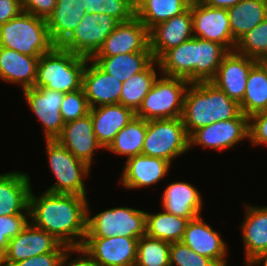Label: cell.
I'll list each match as a JSON object with an SVG mask.
<instances>
[{"instance_id": "obj_1", "label": "cell", "mask_w": 267, "mask_h": 266, "mask_svg": "<svg viewBox=\"0 0 267 266\" xmlns=\"http://www.w3.org/2000/svg\"><path fill=\"white\" fill-rule=\"evenodd\" d=\"M88 203L87 196L44 191L38 197L31 190L29 221L32 219L33 226L52 234L69 248H81L87 231Z\"/></svg>"}, {"instance_id": "obj_2", "label": "cell", "mask_w": 267, "mask_h": 266, "mask_svg": "<svg viewBox=\"0 0 267 266\" xmlns=\"http://www.w3.org/2000/svg\"><path fill=\"white\" fill-rule=\"evenodd\" d=\"M239 104L209 82L190 83L186 89L182 120L188 136L217 121L236 118Z\"/></svg>"}, {"instance_id": "obj_3", "label": "cell", "mask_w": 267, "mask_h": 266, "mask_svg": "<svg viewBox=\"0 0 267 266\" xmlns=\"http://www.w3.org/2000/svg\"><path fill=\"white\" fill-rule=\"evenodd\" d=\"M88 60L85 56L54 46L39 58L34 87L64 94L81 89Z\"/></svg>"}, {"instance_id": "obj_4", "label": "cell", "mask_w": 267, "mask_h": 266, "mask_svg": "<svg viewBox=\"0 0 267 266\" xmlns=\"http://www.w3.org/2000/svg\"><path fill=\"white\" fill-rule=\"evenodd\" d=\"M0 46L29 56H41L55 45L50 38L46 20L22 11L0 25Z\"/></svg>"}, {"instance_id": "obj_5", "label": "cell", "mask_w": 267, "mask_h": 266, "mask_svg": "<svg viewBox=\"0 0 267 266\" xmlns=\"http://www.w3.org/2000/svg\"><path fill=\"white\" fill-rule=\"evenodd\" d=\"M189 84L185 78L159 76L135 112L136 117L146 121L182 117L184 96Z\"/></svg>"}, {"instance_id": "obj_6", "label": "cell", "mask_w": 267, "mask_h": 266, "mask_svg": "<svg viewBox=\"0 0 267 266\" xmlns=\"http://www.w3.org/2000/svg\"><path fill=\"white\" fill-rule=\"evenodd\" d=\"M45 143L49 167L57 180L46 191L86 196L87 189L83 179L89 175L91 167L78 160L56 139L46 140Z\"/></svg>"}, {"instance_id": "obj_7", "label": "cell", "mask_w": 267, "mask_h": 266, "mask_svg": "<svg viewBox=\"0 0 267 266\" xmlns=\"http://www.w3.org/2000/svg\"><path fill=\"white\" fill-rule=\"evenodd\" d=\"M190 149L182 117L146 121L142 154L163 158L170 163Z\"/></svg>"}, {"instance_id": "obj_8", "label": "cell", "mask_w": 267, "mask_h": 266, "mask_svg": "<svg viewBox=\"0 0 267 266\" xmlns=\"http://www.w3.org/2000/svg\"><path fill=\"white\" fill-rule=\"evenodd\" d=\"M87 207L86 237H138L145 236L146 212L129 207L104 210L90 217Z\"/></svg>"}, {"instance_id": "obj_9", "label": "cell", "mask_w": 267, "mask_h": 266, "mask_svg": "<svg viewBox=\"0 0 267 266\" xmlns=\"http://www.w3.org/2000/svg\"><path fill=\"white\" fill-rule=\"evenodd\" d=\"M120 22L105 13L85 14L73 33L60 45L65 50L91 58Z\"/></svg>"}, {"instance_id": "obj_10", "label": "cell", "mask_w": 267, "mask_h": 266, "mask_svg": "<svg viewBox=\"0 0 267 266\" xmlns=\"http://www.w3.org/2000/svg\"><path fill=\"white\" fill-rule=\"evenodd\" d=\"M69 247L52 234L33 226L30 222L9 241L7 250L0 257V266H11L16 262L49 252H67Z\"/></svg>"}, {"instance_id": "obj_11", "label": "cell", "mask_w": 267, "mask_h": 266, "mask_svg": "<svg viewBox=\"0 0 267 266\" xmlns=\"http://www.w3.org/2000/svg\"><path fill=\"white\" fill-rule=\"evenodd\" d=\"M138 237H85L82 250L97 266H135Z\"/></svg>"}, {"instance_id": "obj_12", "label": "cell", "mask_w": 267, "mask_h": 266, "mask_svg": "<svg viewBox=\"0 0 267 266\" xmlns=\"http://www.w3.org/2000/svg\"><path fill=\"white\" fill-rule=\"evenodd\" d=\"M193 17V36L218 42L229 51H235L237 42L231 33L227 9L205 5L200 0L190 3Z\"/></svg>"}, {"instance_id": "obj_13", "label": "cell", "mask_w": 267, "mask_h": 266, "mask_svg": "<svg viewBox=\"0 0 267 266\" xmlns=\"http://www.w3.org/2000/svg\"><path fill=\"white\" fill-rule=\"evenodd\" d=\"M244 139H249L248 116L242 112L225 121H217L195 130L189 136V147L200 145L214 150H224Z\"/></svg>"}, {"instance_id": "obj_14", "label": "cell", "mask_w": 267, "mask_h": 266, "mask_svg": "<svg viewBox=\"0 0 267 266\" xmlns=\"http://www.w3.org/2000/svg\"><path fill=\"white\" fill-rule=\"evenodd\" d=\"M22 91L31 112L43 126L45 140L56 139L65 125L60 113L64 93L36 87Z\"/></svg>"}, {"instance_id": "obj_15", "label": "cell", "mask_w": 267, "mask_h": 266, "mask_svg": "<svg viewBox=\"0 0 267 266\" xmlns=\"http://www.w3.org/2000/svg\"><path fill=\"white\" fill-rule=\"evenodd\" d=\"M136 52H151V50L149 31L135 16L132 20L120 22L93 56H117Z\"/></svg>"}, {"instance_id": "obj_16", "label": "cell", "mask_w": 267, "mask_h": 266, "mask_svg": "<svg viewBox=\"0 0 267 266\" xmlns=\"http://www.w3.org/2000/svg\"><path fill=\"white\" fill-rule=\"evenodd\" d=\"M256 62L253 58L230 51L210 82L240 104L245 94L248 75Z\"/></svg>"}, {"instance_id": "obj_17", "label": "cell", "mask_w": 267, "mask_h": 266, "mask_svg": "<svg viewBox=\"0 0 267 266\" xmlns=\"http://www.w3.org/2000/svg\"><path fill=\"white\" fill-rule=\"evenodd\" d=\"M193 34V17L189 7L149 31V48L153 58L157 61L167 50L193 38Z\"/></svg>"}, {"instance_id": "obj_18", "label": "cell", "mask_w": 267, "mask_h": 266, "mask_svg": "<svg viewBox=\"0 0 267 266\" xmlns=\"http://www.w3.org/2000/svg\"><path fill=\"white\" fill-rule=\"evenodd\" d=\"M182 242L196 253L212 259L218 266H228L225 240L201 215L189 220Z\"/></svg>"}, {"instance_id": "obj_19", "label": "cell", "mask_w": 267, "mask_h": 266, "mask_svg": "<svg viewBox=\"0 0 267 266\" xmlns=\"http://www.w3.org/2000/svg\"><path fill=\"white\" fill-rule=\"evenodd\" d=\"M122 83L89 58L83 71L82 88L90 108L120 103Z\"/></svg>"}, {"instance_id": "obj_20", "label": "cell", "mask_w": 267, "mask_h": 266, "mask_svg": "<svg viewBox=\"0 0 267 266\" xmlns=\"http://www.w3.org/2000/svg\"><path fill=\"white\" fill-rule=\"evenodd\" d=\"M56 140L78 160L90 167L92 166L94 151L98 148L103 149L95 137L90 113L65 123L62 133Z\"/></svg>"}, {"instance_id": "obj_21", "label": "cell", "mask_w": 267, "mask_h": 266, "mask_svg": "<svg viewBox=\"0 0 267 266\" xmlns=\"http://www.w3.org/2000/svg\"><path fill=\"white\" fill-rule=\"evenodd\" d=\"M171 164L163 158L144 154L128 158L122 169L120 183L128 190L149 187L167 175Z\"/></svg>"}, {"instance_id": "obj_22", "label": "cell", "mask_w": 267, "mask_h": 266, "mask_svg": "<svg viewBox=\"0 0 267 266\" xmlns=\"http://www.w3.org/2000/svg\"><path fill=\"white\" fill-rule=\"evenodd\" d=\"M89 113L97 142L104 150L111 144L116 134L136 116L132 109L120 103L90 108Z\"/></svg>"}, {"instance_id": "obj_23", "label": "cell", "mask_w": 267, "mask_h": 266, "mask_svg": "<svg viewBox=\"0 0 267 266\" xmlns=\"http://www.w3.org/2000/svg\"><path fill=\"white\" fill-rule=\"evenodd\" d=\"M30 182L27 173L0 174V216L29 213Z\"/></svg>"}, {"instance_id": "obj_24", "label": "cell", "mask_w": 267, "mask_h": 266, "mask_svg": "<svg viewBox=\"0 0 267 266\" xmlns=\"http://www.w3.org/2000/svg\"><path fill=\"white\" fill-rule=\"evenodd\" d=\"M200 194L198 189L188 182L169 183L162 194V209L169 214L188 220L195 219L201 215L203 208Z\"/></svg>"}, {"instance_id": "obj_25", "label": "cell", "mask_w": 267, "mask_h": 266, "mask_svg": "<svg viewBox=\"0 0 267 266\" xmlns=\"http://www.w3.org/2000/svg\"><path fill=\"white\" fill-rule=\"evenodd\" d=\"M39 58L0 46V79L22 90L34 87Z\"/></svg>"}, {"instance_id": "obj_26", "label": "cell", "mask_w": 267, "mask_h": 266, "mask_svg": "<svg viewBox=\"0 0 267 266\" xmlns=\"http://www.w3.org/2000/svg\"><path fill=\"white\" fill-rule=\"evenodd\" d=\"M83 4V0H57L52 14L46 20L50 38L55 46H60L85 16Z\"/></svg>"}, {"instance_id": "obj_27", "label": "cell", "mask_w": 267, "mask_h": 266, "mask_svg": "<svg viewBox=\"0 0 267 266\" xmlns=\"http://www.w3.org/2000/svg\"><path fill=\"white\" fill-rule=\"evenodd\" d=\"M242 223L246 266L259 253L267 251V206H247Z\"/></svg>"}, {"instance_id": "obj_28", "label": "cell", "mask_w": 267, "mask_h": 266, "mask_svg": "<svg viewBox=\"0 0 267 266\" xmlns=\"http://www.w3.org/2000/svg\"><path fill=\"white\" fill-rule=\"evenodd\" d=\"M157 62L162 75L195 83V37L167 50Z\"/></svg>"}, {"instance_id": "obj_29", "label": "cell", "mask_w": 267, "mask_h": 266, "mask_svg": "<svg viewBox=\"0 0 267 266\" xmlns=\"http://www.w3.org/2000/svg\"><path fill=\"white\" fill-rule=\"evenodd\" d=\"M104 72L125 82L131 76L143 71L153 60L152 52L118 54L117 56H92L90 58Z\"/></svg>"}, {"instance_id": "obj_30", "label": "cell", "mask_w": 267, "mask_h": 266, "mask_svg": "<svg viewBox=\"0 0 267 266\" xmlns=\"http://www.w3.org/2000/svg\"><path fill=\"white\" fill-rule=\"evenodd\" d=\"M239 107L241 112L248 117L267 111V61H257L252 66Z\"/></svg>"}, {"instance_id": "obj_31", "label": "cell", "mask_w": 267, "mask_h": 266, "mask_svg": "<svg viewBox=\"0 0 267 266\" xmlns=\"http://www.w3.org/2000/svg\"><path fill=\"white\" fill-rule=\"evenodd\" d=\"M231 33L237 42L244 34L256 27L267 17V2L242 0L227 9Z\"/></svg>"}, {"instance_id": "obj_32", "label": "cell", "mask_w": 267, "mask_h": 266, "mask_svg": "<svg viewBox=\"0 0 267 266\" xmlns=\"http://www.w3.org/2000/svg\"><path fill=\"white\" fill-rule=\"evenodd\" d=\"M192 0H135L136 17L150 31L154 26L185 12Z\"/></svg>"}, {"instance_id": "obj_33", "label": "cell", "mask_w": 267, "mask_h": 266, "mask_svg": "<svg viewBox=\"0 0 267 266\" xmlns=\"http://www.w3.org/2000/svg\"><path fill=\"white\" fill-rule=\"evenodd\" d=\"M229 52L218 42L195 37V83L211 81Z\"/></svg>"}, {"instance_id": "obj_34", "label": "cell", "mask_w": 267, "mask_h": 266, "mask_svg": "<svg viewBox=\"0 0 267 266\" xmlns=\"http://www.w3.org/2000/svg\"><path fill=\"white\" fill-rule=\"evenodd\" d=\"M188 219L169 214L146 212L145 235L169 243L180 242L183 239Z\"/></svg>"}, {"instance_id": "obj_35", "label": "cell", "mask_w": 267, "mask_h": 266, "mask_svg": "<svg viewBox=\"0 0 267 266\" xmlns=\"http://www.w3.org/2000/svg\"><path fill=\"white\" fill-rule=\"evenodd\" d=\"M154 65L159 67L154 59L143 71L131 76L122 83L120 104L136 112L144 97L148 94L157 80V72Z\"/></svg>"}, {"instance_id": "obj_36", "label": "cell", "mask_w": 267, "mask_h": 266, "mask_svg": "<svg viewBox=\"0 0 267 266\" xmlns=\"http://www.w3.org/2000/svg\"><path fill=\"white\" fill-rule=\"evenodd\" d=\"M146 135V120L134 117L114 137L106 150L124 155L128 158L142 154L143 143Z\"/></svg>"}, {"instance_id": "obj_37", "label": "cell", "mask_w": 267, "mask_h": 266, "mask_svg": "<svg viewBox=\"0 0 267 266\" xmlns=\"http://www.w3.org/2000/svg\"><path fill=\"white\" fill-rule=\"evenodd\" d=\"M171 243L142 236L137 242L135 266H170Z\"/></svg>"}, {"instance_id": "obj_38", "label": "cell", "mask_w": 267, "mask_h": 266, "mask_svg": "<svg viewBox=\"0 0 267 266\" xmlns=\"http://www.w3.org/2000/svg\"><path fill=\"white\" fill-rule=\"evenodd\" d=\"M235 51L257 61H267V17L237 41Z\"/></svg>"}, {"instance_id": "obj_39", "label": "cell", "mask_w": 267, "mask_h": 266, "mask_svg": "<svg viewBox=\"0 0 267 266\" xmlns=\"http://www.w3.org/2000/svg\"><path fill=\"white\" fill-rule=\"evenodd\" d=\"M87 14L105 13L119 22L132 20L136 16L135 0H83Z\"/></svg>"}, {"instance_id": "obj_40", "label": "cell", "mask_w": 267, "mask_h": 266, "mask_svg": "<svg viewBox=\"0 0 267 266\" xmlns=\"http://www.w3.org/2000/svg\"><path fill=\"white\" fill-rule=\"evenodd\" d=\"M90 112V106L83 88L64 94L60 113L64 123L84 117Z\"/></svg>"}, {"instance_id": "obj_41", "label": "cell", "mask_w": 267, "mask_h": 266, "mask_svg": "<svg viewBox=\"0 0 267 266\" xmlns=\"http://www.w3.org/2000/svg\"><path fill=\"white\" fill-rule=\"evenodd\" d=\"M170 266H218L212 259L202 256L182 241L170 245Z\"/></svg>"}, {"instance_id": "obj_42", "label": "cell", "mask_w": 267, "mask_h": 266, "mask_svg": "<svg viewBox=\"0 0 267 266\" xmlns=\"http://www.w3.org/2000/svg\"><path fill=\"white\" fill-rule=\"evenodd\" d=\"M28 219L29 213L0 216V257L7 250L9 241L27 226Z\"/></svg>"}, {"instance_id": "obj_43", "label": "cell", "mask_w": 267, "mask_h": 266, "mask_svg": "<svg viewBox=\"0 0 267 266\" xmlns=\"http://www.w3.org/2000/svg\"><path fill=\"white\" fill-rule=\"evenodd\" d=\"M250 142L255 145H267V111L255 113L248 117Z\"/></svg>"}, {"instance_id": "obj_44", "label": "cell", "mask_w": 267, "mask_h": 266, "mask_svg": "<svg viewBox=\"0 0 267 266\" xmlns=\"http://www.w3.org/2000/svg\"><path fill=\"white\" fill-rule=\"evenodd\" d=\"M56 2L57 0H21L23 11L45 20L52 14Z\"/></svg>"}, {"instance_id": "obj_45", "label": "cell", "mask_w": 267, "mask_h": 266, "mask_svg": "<svg viewBox=\"0 0 267 266\" xmlns=\"http://www.w3.org/2000/svg\"><path fill=\"white\" fill-rule=\"evenodd\" d=\"M66 252H49L30 257L11 266H59Z\"/></svg>"}, {"instance_id": "obj_46", "label": "cell", "mask_w": 267, "mask_h": 266, "mask_svg": "<svg viewBox=\"0 0 267 266\" xmlns=\"http://www.w3.org/2000/svg\"><path fill=\"white\" fill-rule=\"evenodd\" d=\"M22 11L21 0H0V25L15 18Z\"/></svg>"}, {"instance_id": "obj_47", "label": "cell", "mask_w": 267, "mask_h": 266, "mask_svg": "<svg viewBox=\"0 0 267 266\" xmlns=\"http://www.w3.org/2000/svg\"><path fill=\"white\" fill-rule=\"evenodd\" d=\"M74 252L80 253L81 255H78L76 259L67 262L69 261L68 258H70V253L74 254ZM59 266H97V264L84 252V250H82V248H69L63 256Z\"/></svg>"}, {"instance_id": "obj_48", "label": "cell", "mask_w": 267, "mask_h": 266, "mask_svg": "<svg viewBox=\"0 0 267 266\" xmlns=\"http://www.w3.org/2000/svg\"><path fill=\"white\" fill-rule=\"evenodd\" d=\"M200 1L210 7L228 9L230 7H233L242 0H200Z\"/></svg>"}, {"instance_id": "obj_49", "label": "cell", "mask_w": 267, "mask_h": 266, "mask_svg": "<svg viewBox=\"0 0 267 266\" xmlns=\"http://www.w3.org/2000/svg\"><path fill=\"white\" fill-rule=\"evenodd\" d=\"M264 262V263H263ZM267 266V251L259 253L254 259H252L247 266L259 265Z\"/></svg>"}]
</instances>
